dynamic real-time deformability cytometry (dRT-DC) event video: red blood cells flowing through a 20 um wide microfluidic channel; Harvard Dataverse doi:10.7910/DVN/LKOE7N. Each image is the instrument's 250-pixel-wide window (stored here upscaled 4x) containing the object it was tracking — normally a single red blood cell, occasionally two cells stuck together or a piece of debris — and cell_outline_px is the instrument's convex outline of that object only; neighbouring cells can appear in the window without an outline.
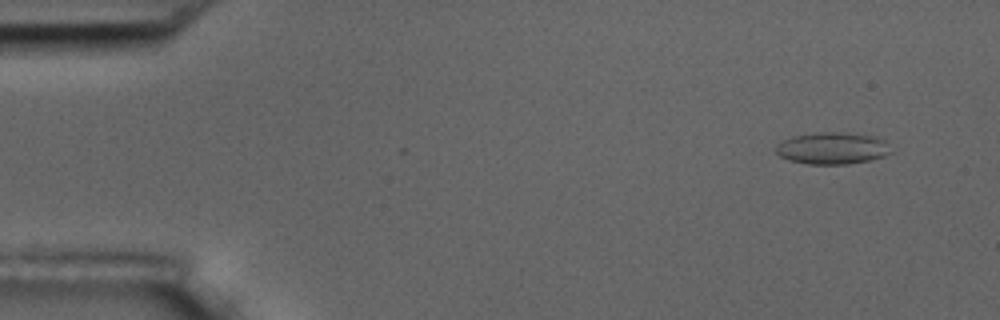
{"species": "common noctule bat (a hibernating species)", "species_latin": "Nyctalus noctula", "temperature_condition": "room temperature", "stored_images_in_passage": 9, "camera_frame_rate_fps": 3000, "um_per_image_px": 0.085, "animal": {"sex": "male", "body_mass_g": 17.5, "forearm_length_mm": 52.3}, "frame": {"image": 1, "passage_image": 1, "time_ms": 0.0, "image_size_px": [1000, 320], "cell_outline_px": [[892, 152], [884, 156], [872, 160], [848, 164], [808, 164], [788, 160], [780, 156], [776, 152], [776, 144], [792, 136], [816, 132], [844, 132], [876, 136], [884, 140]], "centroid_in_image_um": [70.75, 12.6], "position_along_channel_um": 14.2, "area_um2": 21.56}}
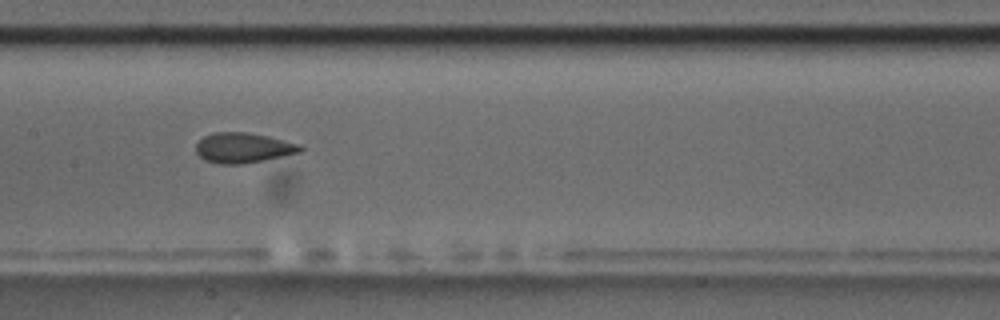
{"frame": {"image": 2, "passage_image": 8, "time_ms": 8.0, "image_size_px": [1000, 320], "cell_outline_px": [[304, 148], [300, 152], [264, 160], [240, 164], [220, 164], [204, 160], [196, 152], [196, 144], [204, 136], [216, 132], [244, 132], [268, 136], [300, 144]], "centroid_in_image_um": [20.67, 12.56], "position_along_channel_um": 186.7, "area_um2": 18.21}}
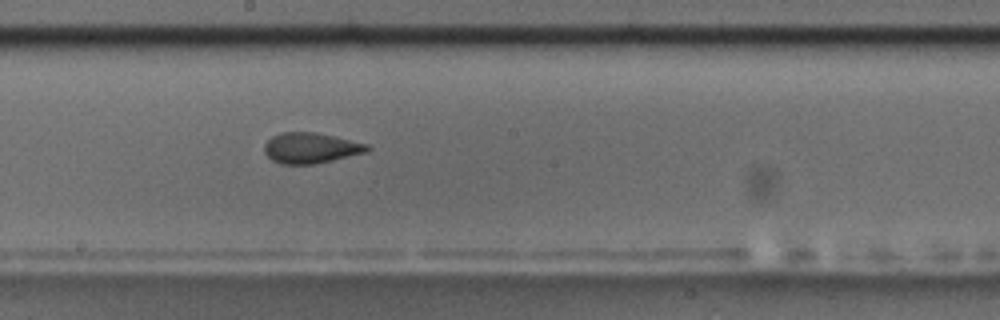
{"frame": {"image": 3, "passage_image": 9, "time_ms": 9.0, "image_size_px": [1000, 320], "cell_outline_px": [[372, 148], [364, 152], [316, 164], [280, 164], [272, 160], [264, 152], [264, 144], [272, 136], [280, 132], [316, 132], [368, 144]], "centroid_in_image_um": [26.37, 12.57], "position_along_channel_um": 221.8, "area_um2": 18.26}}